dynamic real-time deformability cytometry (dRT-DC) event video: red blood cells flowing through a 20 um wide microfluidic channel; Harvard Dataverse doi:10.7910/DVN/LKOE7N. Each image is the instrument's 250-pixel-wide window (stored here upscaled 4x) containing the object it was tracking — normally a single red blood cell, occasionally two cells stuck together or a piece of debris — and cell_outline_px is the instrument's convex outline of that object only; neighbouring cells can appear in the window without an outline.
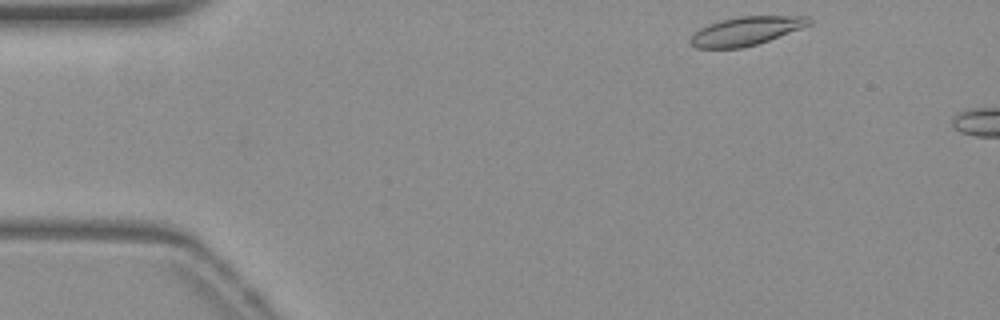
{"species": "common noctule bat (a hibernating species)", "species_latin": "Nyctalus noctula", "temperature_condition": "warm", "stored_images_in_passage": 5, "camera_frame_rate_fps": 3000, "um_per_image_px": 0.085, "animal": {"sex": "female", "body_mass_g": 19.3, "forearm_length_mm": 54.1}, "frame": {"image": 1, "passage_image": 2, "time_ms": 0.333, "image_size_px": [1000, 320], "cell_outline_px": [[812, 24], [768, 40], [756, 44], [740, 48], [696, 48], [688, 40], [700, 28], [708, 24], [720, 20], [740, 16], [808, 16], [812, 20]], "centroid_in_image_um": [63.41, 2.62], "position_along_channel_um": 21.6, "area_um2": 19.59}}